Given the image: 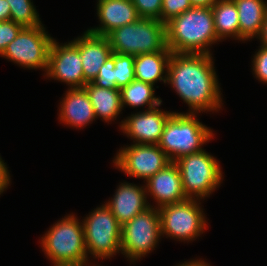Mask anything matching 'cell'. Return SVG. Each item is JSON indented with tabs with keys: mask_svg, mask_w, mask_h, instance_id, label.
<instances>
[{
	"mask_svg": "<svg viewBox=\"0 0 267 266\" xmlns=\"http://www.w3.org/2000/svg\"><path fill=\"white\" fill-rule=\"evenodd\" d=\"M213 57L201 53H172L167 84L188 105L189 113L218 112L223 106Z\"/></svg>",
	"mask_w": 267,
	"mask_h": 266,
	"instance_id": "cell-1",
	"label": "cell"
},
{
	"mask_svg": "<svg viewBox=\"0 0 267 266\" xmlns=\"http://www.w3.org/2000/svg\"><path fill=\"white\" fill-rule=\"evenodd\" d=\"M166 43L172 53L210 54L220 42L211 8L192 7L166 24Z\"/></svg>",
	"mask_w": 267,
	"mask_h": 266,
	"instance_id": "cell-2",
	"label": "cell"
},
{
	"mask_svg": "<svg viewBox=\"0 0 267 266\" xmlns=\"http://www.w3.org/2000/svg\"><path fill=\"white\" fill-rule=\"evenodd\" d=\"M54 224L40 242L42 251L52 265L82 266L88 263L83 224L78 217L68 214Z\"/></svg>",
	"mask_w": 267,
	"mask_h": 266,
	"instance_id": "cell-3",
	"label": "cell"
},
{
	"mask_svg": "<svg viewBox=\"0 0 267 266\" xmlns=\"http://www.w3.org/2000/svg\"><path fill=\"white\" fill-rule=\"evenodd\" d=\"M214 137L211 128L197 119L196 113L173 112L168 118L159 142L171 162L199 152Z\"/></svg>",
	"mask_w": 267,
	"mask_h": 266,
	"instance_id": "cell-4",
	"label": "cell"
},
{
	"mask_svg": "<svg viewBox=\"0 0 267 266\" xmlns=\"http://www.w3.org/2000/svg\"><path fill=\"white\" fill-rule=\"evenodd\" d=\"M113 53L137 56L163 51L167 47L166 25L160 20L139 18L116 28L107 36Z\"/></svg>",
	"mask_w": 267,
	"mask_h": 266,
	"instance_id": "cell-5",
	"label": "cell"
},
{
	"mask_svg": "<svg viewBox=\"0 0 267 266\" xmlns=\"http://www.w3.org/2000/svg\"><path fill=\"white\" fill-rule=\"evenodd\" d=\"M175 163L179 168L187 199L201 200L209 197L223 181L219 161L205 150L183 156Z\"/></svg>",
	"mask_w": 267,
	"mask_h": 266,
	"instance_id": "cell-6",
	"label": "cell"
},
{
	"mask_svg": "<svg viewBox=\"0 0 267 266\" xmlns=\"http://www.w3.org/2000/svg\"><path fill=\"white\" fill-rule=\"evenodd\" d=\"M82 224L88 256L99 260L121 253V225L106 204L90 212Z\"/></svg>",
	"mask_w": 267,
	"mask_h": 266,
	"instance_id": "cell-7",
	"label": "cell"
},
{
	"mask_svg": "<svg viewBox=\"0 0 267 266\" xmlns=\"http://www.w3.org/2000/svg\"><path fill=\"white\" fill-rule=\"evenodd\" d=\"M161 236L159 209L150 206L121 226V254L135 263L155 250Z\"/></svg>",
	"mask_w": 267,
	"mask_h": 266,
	"instance_id": "cell-8",
	"label": "cell"
},
{
	"mask_svg": "<svg viewBox=\"0 0 267 266\" xmlns=\"http://www.w3.org/2000/svg\"><path fill=\"white\" fill-rule=\"evenodd\" d=\"M197 199L159 208L161 235L178 241H193L207 228L206 216Z\"/></svg>",
	"mask_w": 267,
	"mask_h": 266,
	"instance_id": "cell-9",
	"label": "cell"
},
{
	"mask_svg": "<svg viewBox=\"0 0 267 266\" xmlns=\"http://www.w3.org/2000/svg\"><path fill=\"white\" fill-rule=\"evenodd\" d=\"M53 37L46 32L43 25L24 27L12 40L1 57L28 69L47 71L48 55Z\"/></svg>",
	"mask_w": 267,
	"mask_h": 266,
	"instance_id": "cell-10",
	"label": "cell"
},
{
	"mask_svg": "<svg viewBox=\"0 0 267 266\" xmlns=\"http://www.w3.org/2000/svg\"><path fill=\"white\" fill-rule=\"evenodd\" d=\"M171 161L158 144H131L121 147L113 165L128 176L147 181Z\"/></svg>",
	"mask_w": 267,
	"mask_h": 266,
	"instance_id": "cell-11",
	"label": "cell"
},
{
	"mask_svg": "<svg viewBox=\"0 0 267 266\" xmlns=\"http://www.w3.org/2000/svg\"><path fill=\"white\" fill-rule=\"evenodd\" d=\"M44 75L66 83L70 89L84 88L87 82L84 79L78 47L72 41L59 44L53 39L48 55V67Z\"/></svg>",
	"mask_w": 267,
	"mask_h": 266,
	"instance_id": "cell-12",
	"label": "cell"
},
{
	"mask_svg": "<svg viewBox=\"0 0 267 266\" xmlns=\"http://www.w3.org/2000/svg\"><path fill=\"white\" fill-rule=\"evenodd\" d=\"M159 106L161 104L126 117L119 126L121 131L135 144H159L164 126L173 113L163 111Z\"/></svg>",
	"mask_w": 267,
	"mask_h": 266,
	"instance_id": "cell-13",
	"label": "cell"
},
{
	"mask_svg": "<svg viewBox=\"0 0 267 266\" xmlns=\"http://www.w3.org/2000/svg\"><path fill=\"white\" fill-rule=\"evenodd\" d=\"M145 183L147 196L156 200L157 209L187 200L182 188L181 174L175 162L167 164Z\"/></svg>",
	"mask_w": 267,
	"mask_h": 266,
	"instance_id": "cell-14",
	"label": "cell"
},
{
	"mask_svg": "<svg viewBox=\"0 0 267 266\" xmlns=\"http://www.w3.org/2000/svg\"><path fill=\"white\" fill-rule=\"evenodd\" d=\"M114 194L105 204L121 226L151 206L147 200L146 186L123 182Z\"/></svg>",
	"mask_w": 267,
	"mask_h": 266,
	"instance_id": "cell-15",
	"label": "cell"
},
{
	"mask_svg": "<svg viewBox=\"0 0 267 266\" xmlns=\"http://www.w3.org/2000/svg\"><path fill=\"white\" fill-rule=\"evenodd\" d=\"M99 27L87 29L88 32L107 36L111 31L137 21L140 16L132 0H97Z\"/></svg>",
	"mask_w": 267,
	"mask_h": 266,
	"instance_id": "cell-16",
	"label": "cell"
},
{
	"mask_svg": "<svg viewBox=\"0 0 267 266\" xmlns=\"http://www.w3.org/2000/svg\"><path fill=\"white\" fill-rule=\"evenodd\" d=\"M72 42L79 49L84 79L87 83L92 82L100 67L113 53L109 40L106 36H98L86 30L82 36L74 38Z\"/></svg>",
	"mask_w": 267,
	"mask_h": 266,
	"instance_id": "cell-17",
	"label": "cell"
},
{
	"mask_svg": "<svg viewBox=\"0 0 267 266\" xmlns=\"http://www.w3.org/2000/svg\"><path fill=\"white\" fill-rule=\"evenodd\" d=\"M59 107V120L74 128H84L97 117L85 88L66 91Z\"/></svg>",
	"mask_w": 267,
	"mask_h": 266,
	"instance_id": "cell-18",
	"label": "cell"
},
{
	"mask_svg": "<svg viewBox=\"0 0 267 266\" xmlns=\"http://www.w3.org/2000/svg\"><path fill=\"white\" fill-rule=\"evenodd\" d=\"M172 52L168 47L163 51L135 56V79L151 85L157 81L167 83L168 63Z\"/></svg>",
	"mask_w": 267,
	"mask_h": 266,
	"instance_id": "cell-19",
	"label": "cell"
},
{
	"mask_svg": "<svg viewBox=\"0 0 267 266\" xmlns=\"http://www.w3.org/2000/svg\"><path fill=\"white\" fill-rule=\"evenodd\" d=\"M239 17L240 41L258 38L261 34L267 1L264 0H233Z\"/></svg>",
	"mask_w": 267,
	"mask_h": 266,
	"instance_id": "cell-20",
	"label": "cell"
},
{
	"mask_svg": "<svg viewBox=\"0 0 267 266\" xmlns=\"http://www.w3.org/2000/svg\"><path fill=\"white\" fill-rule=\"evenodd\" d=\"M84 88L87 91L96 117L104 122H112L123 110L121 105L120 89L103 88L88 82Z\"/></svg>",
	"mask_w": 267,
	"mask_h": 266,
	"instance_id": "cell-21",
	"label": "cell"
},
{
	"mask_svg": "<svg viewBox=\"0 0 267 266\" xmlns=\"http://www.w3.org/2000/svg\"><path fill=\"white\" fill-rule=\"evenodd\" d=\"M216 35L220 41L231 37L240 40V25L233 0H219L212 6Z\"/></svg>",
	"mask_w": 267,
	"mask_h": 266,
	"instance_id": "cell-22",
	"label": "cell"
},
{
	"mask_svg": "<svg viewBox=\"0 0 267 266\" xmlns=\"http://www.w3.org/2000/svg\"><path fill=\"white\" fill-rule=\"evenodd\" d=\"M120 97L122 109H124V105L131 108L147 105V109H151L162 104L161 98L155 97L153 85L136 79L120 89Z\"/></svg>",
	"mask_w": 267,
	"mask_h": 266,
	"instance_id": "cell-23",
	"label": "cell"
},
{
	"mask_svg": "<svg viewBox=\"0 0 267 266\" xmlns=\"http://www.w3.org/2000/svg\"><path fill=\"white\" fill-rule=\"evenodd\" d=\"M10 6V20L23 27L43 25L31 0H7Z\"/></svg>",
	"mask_w": 267,
	"mask_h": 266,
	"instance_id": "cell-24",
	"label": "cell"
},
{
	"mask_svg": "<svg viewBox=\"0 0 267 266\" xmlns=\"http://www.w3.org/2000/svg\"><path fill=\"white\" fill-rule=\"evenodd\" d=\"M135 56L114 53V78L117 89H121L135 80Z\"/></svg>",
	"mask_w": 267,
	"mask_h": 266,
	"instance_id": "cell-25",
	"label": "cell"
},
{
	"mask_svg": "<svg viewBox=\"0 0 267 266\" xmlns=\"http://www.w3.org/2000/svg\"><path fill=\"white\" fill-rule=\"evenodd\" d=\"M191 8L189 0H162L161 22L166 24Z\"/></svg>",
	"mask_w": 267,
	"mask_h": 266,
	"instance_id": "cell-26",
	"label": "cell"
},
{
	"mask_svg": "<svg viewBox=\"0 0 267 266\" xmlns=\"http://www.w3.org/2000/svg\"><path fill=\"white\" fill-rule=\"evenodd\" d=\"M114 68V53H112L100 67L96 78L92 82L99 87L117 89L114 78Z\"/></svg>",
	"mask_w": 267,
	"mask_h": 266,
	"instance_id": "cell-27",
	"label": "cell"
},
{
	"mask_svg": "<svg viewBox=\"0 0 267 266\" xmlns=\"http://www.w3.org/2000/svg\"><path fill=\"white\" fill-rule=\"evenodd\" d=\"M140 18H152L161 21L162 0H132Z\"/></svg>",
	"mask_w": 267,
	"mask_h": 266,
	"instance_id": "cell-28",
	"label": "cell"
},
{
	"mask_svg": "<svg viewBox=\"0 0 267 266\" xmlns=\"http://www.w3.org/2000/svg\"><path fill=\"white\" fill-rule=\"evenodd\" d=\"M23 28L22 25L14 23L12 20L0 21V56Z\"/></svg>",
	"mask_w": 267,
	"mask_h": 266,
	"instance_id": "cell-29",
	"label": "cell"
},
{
	"mask_svg": "<svg viewBox=\"0 0 267 266\" xmlns=\"http://www.w3.org/2000/svg\"><path fill=\"white\" fill-rule=\"evenodd\" d=\"M253 57L251 69L255 77L263 84H267V48L260 45Z\"/></svg>",
	"mask_w": 267,
	"mask_h": 266,
	"instance_id": "cell-30",
	"label": "cell"
},
{
	"mask_svg": "<svg viewBox=\"0 0 267 266\" xmlns=\"http://www.w3.org/2000/svg\"><path fill=\"white\" fill-rule=\"evenodd\" d=\"M10 173L6 163L0 156V195L10 186Z\"/></svg>",
	"mask_w": 267,
	"mask_h": 266,
	"instance_id": "cell-31",
	"label": "cell"
},
{
	"mask_svg": "<svg viewBox=\"0 0 267 266\" xmlns=\"http://www.w3.org/2000/svg\"><path fill=\"white\" fill-rule=\"evenodd\" d=\"M10 20V6L7 0H0V21Z\"/></svg>",
	"mask_w": 267,
	"mask_h": 266,
	"instance_id": "cell-32",
	"label": "cell"
},
{
	"mask_svg": "<svg viewBox=\"0 0 267 266\" xmlns=\"http://www.w3.org/2000/svg\"><path fill=\"white\" fill-rule=\"evenodd\" d=\"M192 7L212 8L219 0H189Z\"/></svg>",
	"mask_w": 267,
	"mask_h": 266,
	"instance_id": "cell-33",
	"label": "cell"
},
{
	"mask_svg": "<svg viewBox=\"0 0 267 266\" xmlns=\"http://www.w3.org/2000/svg\"><path fill=\"white\" fill-rule=\"evenodd\" d=\"M258 39L260 40V43L262 44V46L267 48V12L265 15V20L263 23L262 31Z\"/></svg>",
	"mask_w": 267,
	"mask_h": 266,
	"instance_id": "cell-34",
	"label": "cell"
},
{
	"mask_svg": "<svg viewBox=\"0 0 267 266\" xmlns=\"http://www.w3.org/2000/svg\"><path fill=\"white\" fill-rule=\"evenodd\" d=\"M177 266H211L209 263L205 262L202 259H197V260H187L186 262L184 261V263L182 262V264L180 263Z\"/></svg>",
	"mask_w": 267,
	"mask_h": 266,
	"instance_id": "cell-35",
	"label": "cell"
},
{
	"mask_svg": "<svg viewBox=\"0 0 267 266\" xmlns=\"http://www.w3.org/2000/svg\"><path fill=\"white\" fill-rule=\"evenodd\" d=\"M87 264H88V266H90V265H89V262H88V263H85L84 266H87ZM95 265H96V264L94 263V265H92V266H95ZM96 266H100V265H96Z\"/></svg>",
	"mask_w": 267,
	"mask_h": 266,
	"instance_id": "cell-36",
	"label": "cell"
}]
</instances>
